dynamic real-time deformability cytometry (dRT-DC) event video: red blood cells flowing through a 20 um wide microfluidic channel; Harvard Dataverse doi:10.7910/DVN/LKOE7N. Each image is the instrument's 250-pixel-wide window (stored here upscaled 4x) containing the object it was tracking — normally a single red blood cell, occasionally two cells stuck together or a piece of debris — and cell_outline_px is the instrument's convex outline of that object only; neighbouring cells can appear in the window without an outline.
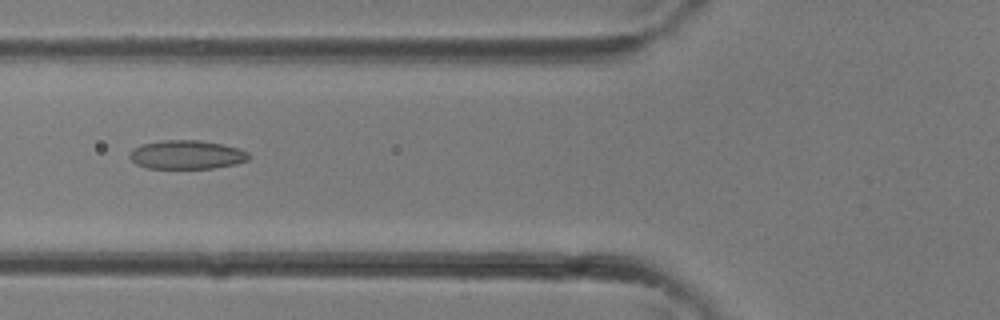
{"species": "common noctule bat (a hibernating species)", "species_latin": "Nyctalus noctula", "temperature_condition": "room temperature", "stored_images_in_passage": 34, "camera_frame_rate_fps": 3000, "um_per_image_px": 0.085, "animal": {"sex": "female"}, "frame": {"image": 1, "passage_image": 13, "time_ms": 4.0, "image_size_px": [1000, 320], "cell_outline_px": [[252, 156], [248, 160], [236, 164], [212, 168], [148, 168], [136, 164], [128, 156], [132, 148], [140, 144], [160, 140], [200, 140], [220, 144], [236, 148], [248, 152]], "centroid_in_image_um": [15.84, 13.14], "position_along_channel_um": 110.0, "area_um2": 20.06}}
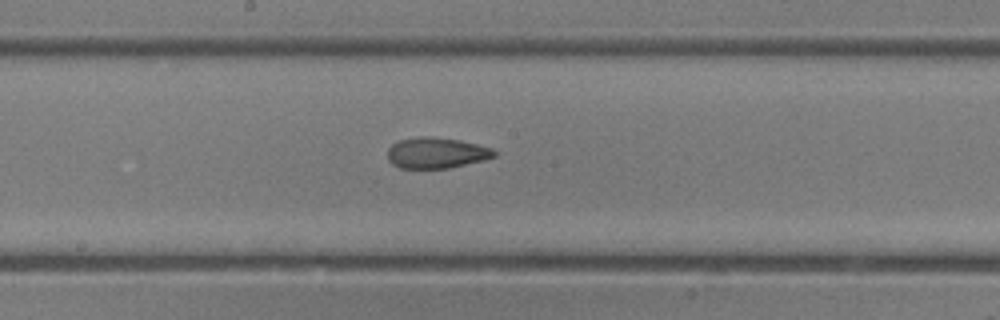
{"frame": {"image": 2, "passage_image": 18, "time_ms": 5.667, "image_size_px": [1000, 320], "cell_outline_px": [[496, 156], [484, 160], [448, 168], [400, 168], [392, 164], [388, 160], [388, 148], [392, 144], [400, 140], [420, 136], [432, 136], [460, 140], [492, 148], [496, 152]], "centroid_in_image_um": [37.08, 12.99], "position_along_channel_um": 211.1, "area_um2": 19.19}}
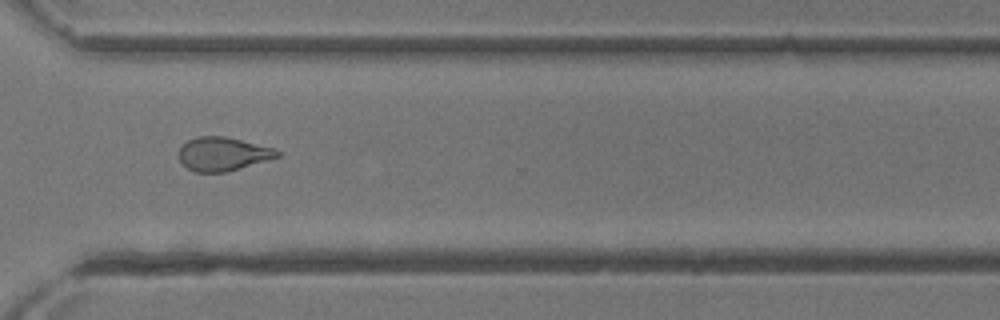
{"frame": {"image": 3, "passage_image": 25, "time_ms": 8.0, "image_size_px": [1000, 320], "cell_outline_px": [[280, 156], [224, 172], [196, 172], [188, 168], [180, 160], [180, 148], [188, 140], [196, 136], [224, 136], [272, 148], [280, 152]], "centroid_in_image_um": [18.91, 13.08], "position_along_channel_um": 351.7, "area_um2": 18.73}}